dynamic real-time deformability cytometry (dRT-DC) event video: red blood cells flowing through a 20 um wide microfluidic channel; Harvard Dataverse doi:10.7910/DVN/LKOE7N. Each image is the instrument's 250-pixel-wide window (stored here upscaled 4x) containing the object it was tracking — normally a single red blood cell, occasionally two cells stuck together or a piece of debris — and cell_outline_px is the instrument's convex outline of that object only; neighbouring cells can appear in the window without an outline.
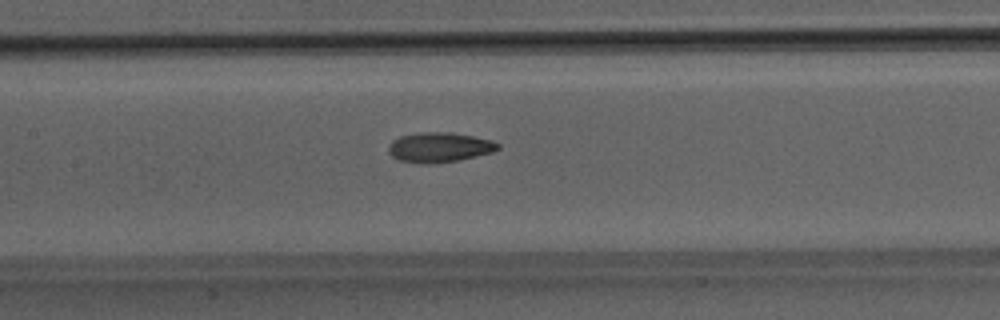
{"species": "Egyptian fruit bat (a non-hibernating species)", "species_latin": "Rousettus aegyptiacus", "temperature_condition": "room temperature", "stored_images_in_passage": 31, "camera_frame_rate_fps": 3000, "um_per_image_px": 0.085, "animal": {"sex": "male"}, "frame": {"image": 1, "passage_image": 10, "time_ms": 3.0, "image_size_px": [1000, 320], "cell_outline_px": [[500, 148], [492, 152], [460, 160], [428, 164], [420, 164], [400, 160], [392, 156], [388, 152], [388, 148], [392, 140], [400, 136], [416, 132], [452, 132], [492, 140], [500, 144]], "centroid_in_image_um": [37.34, 12.52], "position_along_channel_um": 170.1, "area_um2": 19.19}, "authors_computed_cell_mechanics": {"area_um2": 18.5538, "velocity_mm_per_s": 4.0769, "shape_relaxation_time_tau1_ms": 5.6803, "shape_relaxation_time_tau2_ms": 2.3346, "deformation_change_tau1": 0.1892, "deformation_change_tau2": 0.1034}}